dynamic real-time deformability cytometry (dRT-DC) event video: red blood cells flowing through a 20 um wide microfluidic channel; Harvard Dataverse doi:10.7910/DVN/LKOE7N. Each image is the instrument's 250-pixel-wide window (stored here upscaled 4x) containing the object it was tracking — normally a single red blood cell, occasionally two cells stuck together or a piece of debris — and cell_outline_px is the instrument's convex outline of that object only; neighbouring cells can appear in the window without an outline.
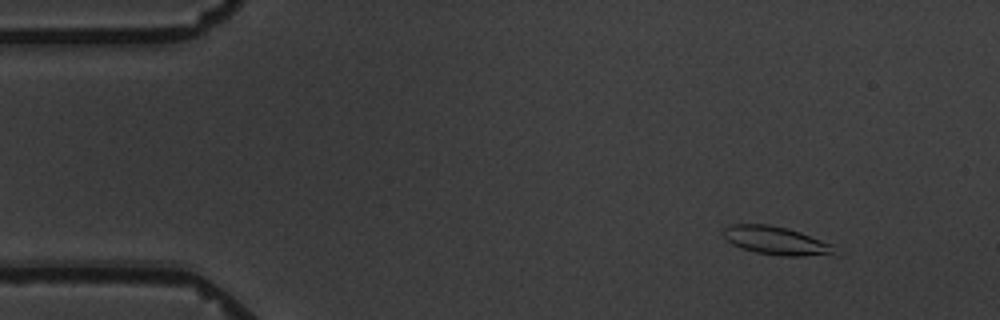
{"species": "common noctule bat (a hibernating species)", "species_latin": "Nyctalus noctula", "temperature_condition": "warm", "stored_images_in_passage": 3, "camera_frame_rate_fps": 3000, "um_per_image_px": 0.085, "animal": {"sex": "male", "body_mass_g": 19.5, "forearm_length_mm": 54.6}, "frame": {"image": 1, "passage_image": 1, "time_ms": 0.0, "image_size_px": [1000, 320], "cell_outline_px": [[836, 256], [780, 256], [756, 252], [732, 244], [724, 236], [724, 228], [732, 224], [768, 224], [788, 228], [800, 232], [832, 244]], "centroid_in_image_um": [66.02, 20.46], "position_along_channel_um": 19.0, "area_um2": 18.32}}
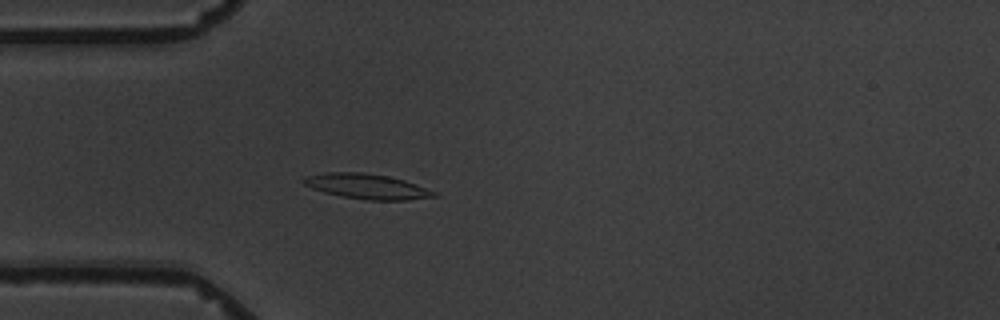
{"frame": {"image": 2, "passage_image": 3, "time_ms": 3.333, "image_size_px": [1000, 320], "cell_outline_px": [[440, 196], [408, 200], [368, 200], [344, 196], [324, 192], [312, 188], [304, 184], [300, 180], [304, 176], [324, 172], [364, 172], [388, 176], [404, 180], [440, 192]], "centroid_in_image_um": [31.23, 15.84], "position_along_channel_um": 53.8, "area_um2": 19.31}}